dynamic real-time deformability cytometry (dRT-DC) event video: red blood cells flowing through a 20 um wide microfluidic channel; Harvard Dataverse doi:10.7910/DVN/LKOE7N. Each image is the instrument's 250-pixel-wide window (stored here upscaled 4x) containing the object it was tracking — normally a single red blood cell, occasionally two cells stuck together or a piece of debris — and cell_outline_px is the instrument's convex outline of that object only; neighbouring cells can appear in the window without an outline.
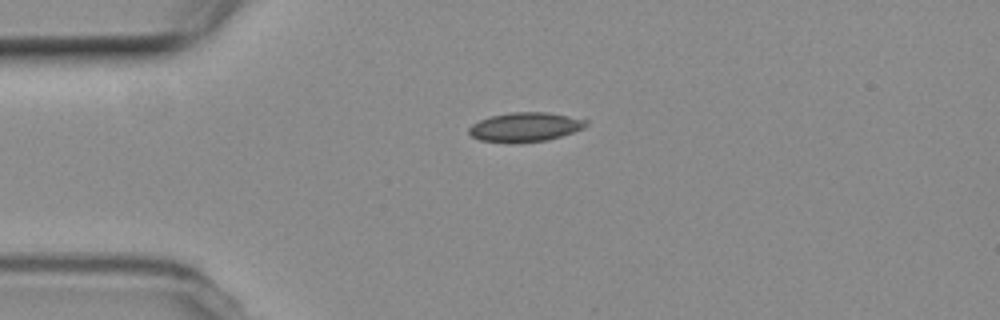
{"species": "common noctule bat (a hibernating species)", "species_latin": "Nyctalus noctula", "temperature_condition": "room temperature", "stored_images_in_passage": 2, "camera_frame_rate_fps": 3000, "um_per_image_px": 0.085, "animal": {"sex": "female", "body_mass_g": 19.3, "forearm_length_mm": 54.1}, "frame": {"image": 1, "passage_image": 2, "time_ms": 1.333, "image_size_px": [1000, 320], "cell_outline_px": [[588, 124], [584, 128], [548, 140], [480, 140], [472, 136], [468, 132], [468, 128], [472, 124], [480, 120], [492, 116], [512, 112], [548, 112], [588, 120]], "centroid_in_image_um": [44.68, 10.75], "position_along_channel_um": 40.3, "area_um2": 19.07}}